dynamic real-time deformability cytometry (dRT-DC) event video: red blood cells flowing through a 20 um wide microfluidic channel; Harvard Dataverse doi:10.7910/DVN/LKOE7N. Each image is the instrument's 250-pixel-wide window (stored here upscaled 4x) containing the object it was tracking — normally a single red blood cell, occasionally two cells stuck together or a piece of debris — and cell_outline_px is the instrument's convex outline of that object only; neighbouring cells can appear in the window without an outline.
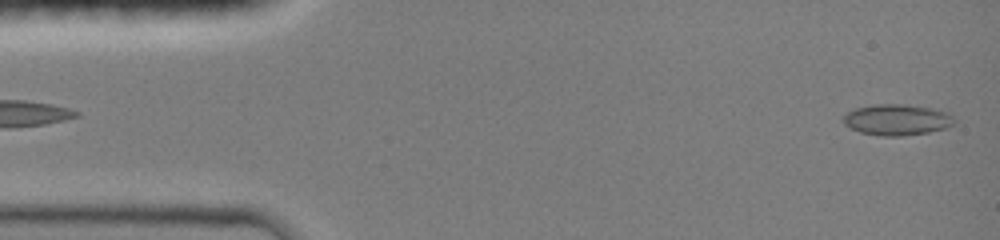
{"species": "common noctule bat (a hibernating species)", "species_latin": "Nyctalus noctula", "temperature_condition": "room temperature", "stored_images_in_passage": 8, "segment_of_instrument_passage": [2, 2], "camera_frame_rate_fps": 3000, "um_per_image_px": 0.085, "animal": {"sex": "female", "body_mass_g": 19.0, "forearm_length_mm": 51.5}, "frame": {"image": 1, "passage_image": 8, "time_ms": 4.333, "image_size_px": [1000, 240], "cell_outline_px": [[956, 120], [948, 128], [928, 132], [904, 136], [880, 136], [860, 132], [844, 124], [844, 116], [848, 112], [856, 108], [876, 104], [904, 104], [932, 108], [948, 112]], "centroid_in_image_um": [76.28, 10.18], "position_along_channel_um": 8.7, "area_um2": 20.06}}